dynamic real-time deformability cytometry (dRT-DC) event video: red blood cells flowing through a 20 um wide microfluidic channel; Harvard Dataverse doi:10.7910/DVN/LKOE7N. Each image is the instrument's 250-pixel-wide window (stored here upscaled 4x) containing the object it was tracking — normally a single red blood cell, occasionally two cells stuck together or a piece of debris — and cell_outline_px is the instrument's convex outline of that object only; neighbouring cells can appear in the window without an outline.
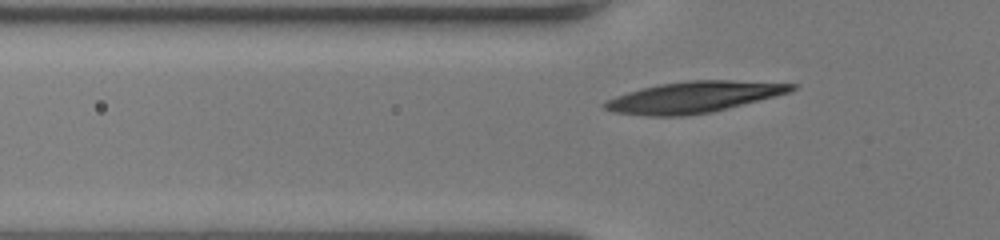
{"species": "human", "species_latin": "Homo sapiens", "temperature_condition": "room temperature", "stored_images_in_passage": 40, "camera_frame_rate_fps": 3000, "um_per_image_px": 0.085, "donor": {"sex": "female"}, "frame": {"image": 1, "passage_image": 10, "time_ms": 3.0, "image_size_px": [1000, 240], "cell_outline_px": [[796, 88], [792, 92], [712, 112], [684, 116], [648, 116], [612, 112], [604, 108], [604, 104], [608, 100], [616, 96], [640, 88], [660, 84], [688, 80], [732, 80], [796, 84]], "centroid_in_image_um": [58.98, 8.25], "position_along_channel_um": 66.8, "area_um2": 33.87}}
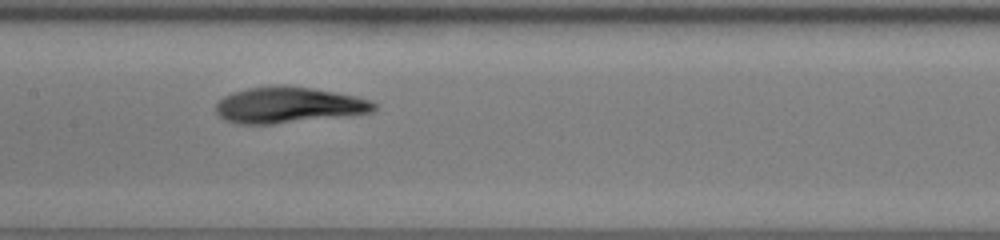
{"frame": {"image": 2, "passage_image": 19, "time_ms": 6.0, "image_size_px": [1000, 240], "cell_outline_px": [[376, 108], [372, 112], [348, 116], [272, 124], [240, 124], [224, 120], [216, 112], [216, 104], [224, 96], [248, 88], [312, 88], [352, 96], [368, 100], [376, 104]], "centroid_in_image_um": [24.52, 8.98], "position_along_channel_um": 182.9, "area_um2": 32.08}}
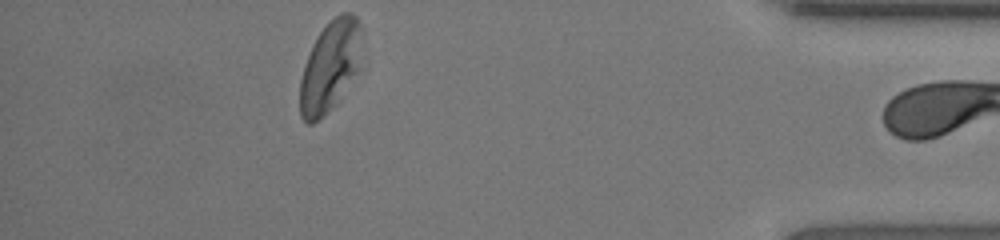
{"frame": {"image": 3, "passage_image": 39, "time_ms": 12.667, "image_size_px": [1000, 240], "cell_outline_px": [[360, 68], [332, 104], [312, 124], [308, 124], [300, 116], [300, 80], [312, 44], [320, 32], [340, 12], [352, 12], [356, 16]], "centroid_in_image_um": [28.0, 5.63], "position_along_channel_um": 407.2, "area_um2": 30.98}, "authors_computed_cell_mechanics": {"area_um2": 32.9171, "velocity_mm_per_s": 4.0033, "shape_relaxation_time_tau1_ms": 3.662, "shape_relaxation_time_tau2_ms": 1.5876, "deformation_change_tau1": 0.1751, "deformation_change_tau2": 0.0878}}